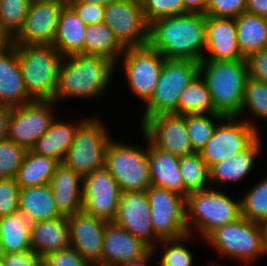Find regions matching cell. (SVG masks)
Segmentation results:
<instances>
[{
	"label": "cell",
	"instance_id": "cell-22",
	"mask_svg": "<svg viewBox=\"0 0 267 266\" xmlns=\"http://www.w3.org/2000/svg\"><path fill=\"white\" fill-rule=\"evenodd\" d=\"M205 50L203 60L235 61L245 59L237 45L235 19L206 16Z\"/></svg>",
	"mask_w": 267,
	"mask_h": 266
},
{
	"label": "cell",
	"instance_id": "cell-15",
	"mask_svg": "<svg viewBox=\"0 0 267 266\" xmlns=\"http://www.w3.org/2000/svg\"><path fill=\"white\" fill-rule=\"evenodd\" d=\"M67 2L32 0L23 27L10 40L13 45H53L60 14Z\"/></svg>",
	"mask_w": 267,
	"mask_h": 266
},
{
	"label": "cell",
	"instance_id": "cell-39",
	"mask_svg": "<svg viewBox=\"0 0 267 266\" xmlns=\"http://www.w3.org/2000/svg\"><path fill=\"white\" fill-rule=\"evenodd\" d=\"M248 108L251 113L267 119V83L248 76L245 82L242 112Z\"/></svg>",
	"mask_w": 267,
	"mask_h": 266
},
{
	"label": "cell",
	"instance_id": "cell-38",
	"mask_svg": "<svg viewBox=\"0 0 267 266\" xmlns=\"http://www.w3.org/2000/svg\"><path fill=\"white\" fill-rule=\"evenodd\" d=\"M241 200V216L247 220L267 225V178L253 186Z\"/></svg>",
	"mask_w": 267,
	"mask_h": 266
},
{
	"label": "cell",
	"instance_id": "cell-5",
	"mask_svg": "<svg viewBox=\"0 0 267 266\" xmlns=\"http://www.w3.org/2000/svg\"><path fill=\"white\" fill-rule=\"evenodd\" d=\"M185 207L189 235L191 233L189 223L192 220L204 238L216 228L241 217V200L234 201L225 193L209 188L189 193Z\"/></svg>",
	"mask_w": 267,
	"mask_h": 266
},
{
	"label": "cell",
	"instance_id": "cell-48",
	"mask_svg": "<svg viewBox=\"0 0 267 266\" xmlns=\"http://www.w3.org/2000/svg\"><path fill=\"white\" fill-rule=\"evenodd\" d=\"M248 76L267 83V48L246 58Z\"/></svg>",
	"mask_w": 267,
	"mask_h": 266
},
{
	"label": "cell",
	"instance_id": "cell-4",
	"mask_svg": "<svg viewBox=\"0 0 267 266\" xmlns=\"http://www.w3.org/2000/svg\"><path fill=\"white\" fill-rule=\"evenodd\" d=\"M28 96L53 101L64 57L52 45H15Z\"/></svg>",
	"mask_w": 267,
	"mask_h": 266
},
{
	"label": "cell",
	"instance_id": "cell-6",
	"mask_svg": "<svg viewBox=\"0 0 267 266\" xmlns=\"http://www.w3.org/2000/svg\"><path fill=\"white\" fill-rule=\"evenodd\" d=\"M206 240L219 253L248 263L267 254L265 226L242 216L232 223L216 228Z\"/></svg>",
	"mask_w": 267,
	"mask_h": 266
},
{
	"label": "cell",
	"instance_id": "cell-2",
	"mask_svg": "<svg viewBox=\"0 0 267 266\" xmlns=\"http://www.w3.org/2000/svg\"><path fill=\"white\" fill-rule=\"evenodd\" d=\"M115 64L106 57L96 55L74 54L64 57L53 101L66 97L89 99L102 94Z\"/></svg>",
	"mask_w": 267,
	"mask_h": 266
},
{
	"label": "cell",
	"instance_id": "cell-9",
	"mask_svg": "<svg viewBox=\"0 0 267 266\" xmlns=\"http://www.w3.org/2000/svg\"><path fill=\"white\" fill-rule=\"evenodd\" d=\"M102 125L96 118L81 121L62 162L82 178L105 167V153L111 137Z\"/></svg>",
	"mask_w": 267,
	"mask_h": 266
},
{
	"label": "cell",
	"instance_id": "cell-45",
	"mask_svg": "<svg viewBox=\"0 0 267 266\" xmlns=\"http://www.w3.org/2000/svg\"><path fill=\"white\" fill-rule=\"evenodd\" d=\"M42 266H92L72 246L42 258Z\"/></svg>",
	"mask_w": 267,
	"mask_h": 266
},
{
	"label": "cell",
	"instance_id": "cell-40",
	"mask_svg": "<svg viewBox=\"0 0 267 266\" xmlns=\"http://www.w3.org/2000/svg\"><path fill=\"white\" fill-rule=\"evenodd\" d=\"M27 150L8 138L0 141V179H15Z\"/></svg>",
	"mask_w": 267,
	"mask_h": 266
},
{
	"label": "cell",
	"instance_id": "cell-33",
	"mask_svg": "<svg viewBox=\"0 0 267 266\" xmlns=\"http://www.w3.org/2000/svg\"><path fill=\"white\" fill-rule=\"evenodd\" d=\"M125 48L116 39L106 23L87 25L84 36V54L103 56L115 63Z\"/></svg>",
	"mask_w": 267,
	"mask_h": 266
},
{
	"label": "cell",
	"instance_id": "cell-20",
	"mask_svg": "<svg viewBox=\"0 0 267 266\" xmlns=\"http://www.w3.org/2000/svg\"><path fill=\"white\" fill-rule=\"evenodd\" d=\"M31 101L24 85L17 48L7 41L0 47V106L20 107Z\"/></svg>",
	"mask_w": 267,
	"mask_h": 266
},
{
	"label": "cell",
	"instance_id": "cell-55",
	"mask_svg": "<svg viewBox=\"0 0 267 266\" xmlns=\"http://www.w3.org/2000/svg\"><path fill=\"white\" fill-rule=\"evenodd\" d=\"M266 229V242H267V225L265 226Z\"/></svg>",
	"mask_w": 267,
	"mask_h": 266
},
{
	"label": "cell",
	"instance_id": "cell-46",
	"mask_svg": "<svg viewBox=\"0 0 267 266\" xmlns=\"http://www.w3.org/2000/svg\"><path fill=\"white\" fill-rule=\"evenodd\" d=\"M67 4L86 25L104 23V5L81 2H67Z\"/></svg>",
	"mask_w": 267,
	"mask_h": 266
},
{
	"label": "cell",
	"instance_id": "cell-23",
	"mask_svg": "<svg viewBox=\"0 0 267 266\" xmlns=\"http://www.w3.org/2000/svg\"><path fill=\"white\" fill-rule=\"evenodd\" d=\"M83 178L64 163H59L49 183L58 212L69 217L83 210Z\"/></svg>",
	"mask_w": 267,
	"mask_h": 266
},
{
	"label": "cell",
	"instance_id": "cell-18",
	"mask_svg": "<svg viewBox=\"0 0 267 266\" xmlns=\"http://www.w3.org/2000/svg\"><path fill=\"white\" fill-rule=\"evenodd\" d=\"M150 216L151 208L146 191L123 192L113 223L154 250L153 240L160 242V239L154 233Z\"/></svg>",
	"mask_w": 267,
	"mask_h": 266
},
{
	"label": "cell",
	"instance_id": "cell-29",
	"mask_svg": "<svg viewBox=\"0 0 267 266\" xmlns=\"http://www.w3.org/2000/svg\"><path fill=\"white\" fill-rule=\"evenodd\" d=\"M19 210L31 224L62 217L56 208L49 184L20 189Z\"/></svg>",
	"mask_w": 267,
	"mask_h": 266
},
{
	"label": "cell",
	"instance_id": "cell-49",
	"mask_svg": "<svg viewBox=\"0 0 267 266\" xmlns=\"http://www.w3.org/2000/svg\"><path fill=\"white\" fill-rule=\"evenodd\" d=\"M246 13L267 19V0H246Z\"/></svg>",
	"mask_w": 267,
	"mask_h": 266
},
{
	"label": "cell",
	"instance_id": "cell-7",
	"mask_svg": "<svg viewBox=\"0 0 267 266\" xmlns=\"http://www.w3.org/2000/svg\"><path fill=\"white\" fill-rule=\"evenodd\" d=\"M198 75L199 62L166 59L141 123L160 114L177 115L180 95Z\"/></svg>",
	"mask_w": 267,
	"mask_h": 266
},
{
	"label": "cell",
	"instance_id": "cell-37",
	"mask_svg": "<svg viewBox=\"0 0 267 266\" xmlns=\"http://www.w3.org/2000/svg\"><path fill=\"white\" fill-rule=\"evenodd\" d=\"M207 116V117H206ZM208 118L206 114H187L186 127L191 146L195 152H199L211 139L216 128L215 120L226 121V117L218 113H211Z\"/></svg>",
	"mask_w": 267,
	"mask_h": 266
},
{
	"label": "cell",
	"instance_id": "cell-34",
	"mask_svg": "<svg viewBox=\"0 0 267 266\" xmlns=\"http://www.w3.org/2000/svg\"><path fill=\"white\" fill-rule=\"evenodd\" d=\"M215 113L210 92L198 75L182 92L177 104V115Z\"/></svg>",
	"mask_w": 267,
	"mask_h": 266
},
{
	"label": "cell",
	"instance_id": "cell-26",
	"mask_svg": "<svg viewBox=\"0 0 267 266\" xmlns=\"http://www.w3.org/2000/svg\"><path fill=\"white\" fill-rule=\"evenodd\" d=\"M87 25L66 4L60 14L53 45L63 56L84 54V36Z\"/></svg>",
	"mask_w": 267,
	"mask_h": 266
},
{
	"label": "cell",
	"instance_id": "cell-44",
	"mask_svg": "<svg viewBox=\"0 0 267 266\" xmlns=\"http://www.w3.org/2000/svg\"><path fill=\"white\" fill-rule=\"evenodd\" d=\"M246 12V0H208L206 16L236 19Z\"/></svg>",
	"mask_w": 267,
	"mask_h": 266
},
{
	"label": "cell",
	"instance_id": "cell-54",
	"mask_svg": "<svg viewBox=\"0 0 267 266\" xmlns=\"http://www.w3.org/2000/svg\"><path fill=\"white\" fill-rule=\"evenodd\" d=\"M7 40L3 37V35L0 33V47L3 46Z\"/></svg>",
	"mask_w": 267,
	"mask_h": 266
},
{
	"label": "cell",
	"instance_id": "cell-21",
	"mask_svg": "<svg viewBox=\"0 0 267 266\" xmlns=\"http://www.w3.org/2000/svg\"><path fill=\"white\" fill-rule=\"evenodd\" d=\"M150 250L131 233L109 222L104 232L101 265L119 266L144 257Z\"/></svg>",
	"mask_w": 267,
	"mask_h": 266
},
{
	"label": "cell",
	"instance_id": "cell-28",
	"mask_svg": "<svg viewBox=\"0 0 267 266\" xmlns=\"http://www.w3.org/2000/svg\"><path fill=\"white\" fill-rule=\"evenodd\" d=\"M30 229L31 223L21 210L1 217L0 254L32 250Z\"/></svg>",
	"mask_w": 267,
	"mask_h": 266
},
{
	"label": "cell",
	"instance_id": "cell-8",
	"mask_svg": "<svg viewBox=\"0 0 267 266\" xmlns=\"http://www.w3.org/2000/svg\"><path fill=\"white\" fill-rule=\"evenodd\" d=\"M105 168L119 185L121 193L146 191L151 186L148 147L109 141L105 153Z\"/></svg>",
	"mask_w": 267,
	"mask_h": 266
},
{
	"label": "cell",
	"instance_id": "cell-42",
	"mask_svg": "<svg viewBox=\"0 0 267 266\" xmlns=\"http://www.w3.org/2000/svg\"><path fill=\"white\" fill-rule=\"evenodd\" d=\"M190 235L180 239L161 240L166 245L165 253L160 260L161 266H192L193 258L190 251L181 241L188 239ZM169 247H168V246Z\"/></svg>",
	"mask_w": 267,
	"mask_h": 266
},
{
	"label": "cell",
	"instance_id": "cell-35",
	"mask_svg": "<svg viewBox=\"0 0 267 266\" xmlns=\"http://www.w3.org/2000/svg\"><path fill=\"white\" fill-rule=\"evenodd\" d=\"M179 169L188 193L205 190L209 179V168L199 152L179 157Z\"/></svg>",
	"mask_w": 267,
	"mask_h": 266
},
{
	"label": "cell",
	"instance_id": "cell-24",
	"mask_svg": "<svg viewBox=\"0 0 267 266\" xmlns=\"http://www.w3.org/2000/svg\"><path fill=\"white\" fill-rule=\"evenodd\" d=\"M148 141V161L151 185L164 188L183 197L188 196L184 189L180 169L179 157L163 151Z\"/></svg>",
	"mask_w": 267,
	"mask_h": 266
},
{
	"label": "cell",
	"instance_id": "cell-27",
	"mask_svg": "<svg viewBox=\"0 0 267 266\" xmlns=\"http://www.w3.org/2000/svg\"><path fill=\"white\" fill-rule=\"evenodd\" d=\"M261 140L258 137L246 150L209 168V179L218 184L243 180L251 172L255 157L259 154Z\"/></svg>",
	"mask_w": 267,
	"mask_h": 266
},
{
	"label": "cell",
	"instance_id": "cell-32",
	"mask_svg": "<svg viewBox=\"0 0 267 266\" xmlns=\"http://www.w3.org/2000/svg\"><path fill=\"white\" fill-rule=\"evenodd\" d=\"M59 162L27 150L15 177L20 189L43 186L50 183Z\"/></svg>",
	"mask_w": 267,
	"mask_h": 266
},
{
	"label": "cell",
	"instance_id": "cell-56",
	"mask_svg": "<svg viewBox=\"0 0 267 266\" xmlns=\"http://www.w3.org/2000/svg\"><path fill=\"white\" fill-rule=\"evenodd\" d=\"M55 1H62V2H67L68 0H55Z\"/></svg>",
	"mask_w": 267,
	"mask_h": 266
},
{
	"label": "cell",
	"instance_id": "cell-52",
	"mask_svg": "<svg viewBox=\"0 0 267 266\" xmlns=\"http://www.w3.org/2000/svg\"><path fill=\"white\" fill-rule=\"evenodd\" d=\"M156 249L154 250H150L144 257L138 259V260H134V261H130L124 264H121L119 266H146L147 264V260H150L149 258H151V256H153V253L155 252Z\"/></svg>",
	"mask_w": 267,
	"mask_h": 266
},
{
	"label": "cell",
	"instance_id": "cell-10",
	"mask_svg": "<svg viewBox=\"0 0 267 266\" xmlns=\"http://www.w3.org/2000/svg\"><path fill=\"white\" fill-rule=\"evenodd\" d=\"M226 120L217 124L211 139L199 151L208 168L243 152L260 136L252 121L240 117H226Z\"/></svg>",
	"mask_w": 267,
	"mask_h": 266
},
{
	"label": "cell",
	"instance_id": "cell-25",
	"mask_svg": "<svg viewBox=\"0 0 267 266\" xmlns=\"http://www.w3.org/2000/svg\"><path fill=\"white\" fill-rule=\"evenodd\" d=\"M30 236L31 248L41 258L70 246L67 217L32 223Z\"/></svg>",
	"mask_w": 267,
	"mask_h": 266
},
{
	"label": "cell",
	"instance_id": "cell-31",
	"mask_svg": "<svg viewBox=\"0 0 267 266\" xmlns=\"http://www.w3.org/2000/svg\"><path fill=\"white\" fill-rule=\"evenodd\" d=\"M69 122L54 120L49 130L35 143L31 149L34 153L51 157L59 163L63 162L67 151L72 145L78 122L73 126Z\"/></svg>",
	"mask_w": 267,
	"mask_h": 266
},
{
	"label": "cell",
	"instance_id": "cell-12",
	"mask_svg": "<svg viewBox=\"0 0 267 266\" xmlns=\"http://www.w3.org/2000/svg\"><path fill=\"white\" fill-rule=\"evenodd\" d=\"M104 23L124 48L148 44L147 24L140 0H119L105 6Z\"/></svg>",
	"mask_w": 267,
	"mask_h": 266
},
{
	"label": "cell",
	"instance_id": "cell-14",
	"mask_svg": "<svg viewBox=\"0 0 267 266\" xmlns=\"http://www.w3.org/2000/svg\"><path fill=\"white\" fill-rule=\"evenodd\" d=\"M123 55L129 87L146 104L155 91L166 59L148 45L125 48Z\"/></svg>",
	"mask_w": 267,
	"mask_h": 266
},
{
	"label": "cell",
	"instance_id": "cell-47",
	"mask_svg": "<svg viewBox=\"0 0 267 266\" xmlns=\"http://www.w3.org/2000/svg\"><path fill=\"white\" fill-rule=\"evenodd\" d=\"M2 266H42V258L33 250L0 254Z\"/></svg>",
	"mask_w": 267,
	"mask_h": 266
},
{
	"label": "cell",
	"instance_id": "cell-53",
	"mask_svg": "<svg viewBox=\"0 0 267 266\" xmlns=\"http://www.w3.org/2000/svg\"><path fill=\"white\" fill-rule=\"evenodd\" d=\"M116 1H119V0H68L67 2L94 3V4H101V5L106 6Z\"/></svg>",
	"mask_w": 267,
	"mask_h": 266
},
{
	"label": "cell",
	"instance_id": "cell-36",
	"mask_svg": "<svg viewBox=\"0 0 267 266\" xmlns=\"http://www.w3.org/2000/svg\"><path fill=\"white\" fill-rule=\"evenodd\" d=\"M32 0H0V33L10 41L23 27Z\"/></svg>",
	"mask_w": 267,
	"mask_h": 266
},
{
	"label": "cell",
	"instance_id": "cell-13",
	"mask_svg": "<svg viewBox=\"0 0 267 266\" xmlns=\"http://www.w3.org/2000/svg\"><path fill=\"white\" fill-rule=\"evenodd\" d=\"M54 103L33 100L20 107L10 108L8 139L31 150L55 120L50 111Z\"/></svg>",
	"mask_w": 267,
	"mask_h": 266
},
{
	"label": "cell",
	"instance_id": "cell-41",
	"mask_svg": "<svg viewBox=\"0 0 267 266\" xmlns=\"http://www.w3.org/2000/svg\"><path fill=\"white\" fill-rule=\"evenodd\" d=\"M147 24L179 14H184L183 0H140Z\"/></svg>",
	"mask_w": 267,
	"mask_h": 266
},
{
	"label": "cell",
	"instance_id": "cell-50",
	"mask_svg": "<svg viewBox=\"0 0 267 266\" xmlns=\"http://www.w3.org/2000/svg\"><path fill=\"white\" fill-rule=\"evenodd\" d=\"M184 13L204 14L208 5V0H183Z\"/></svg>",
	"mask_w": 267,
	"mask_h": 266
},
{
	"label": "cell",
	"instance_id": "cell-16",
	"mask_svg": "<svg viewBox=\"0 0 267 266\" xmlns=\"http://www.w3.org/2000/svg\"><path fill=\"white\" fill-rule=\"evenodd\" d=\"M83 211L95 218L113 222L117 215L121 191L105 168L83 177Z\"/></svg>",
	"mask_w": 267,
	"mask_h": 266
},
{
	"label": "cell",
	"instance_id": "cell-3",
	"mask_svg": "<svg viewBox=\"0 0 267 266\" xmlns=\"http://www.w3.org/2000/svg\"><path fill=\"white\" fill-rule=\"evenodd\" d=\"M199 75L210 92L215 113L224 117H240L245 82L248 78L246 59L202 60L199 63Z\"/></svg>",
	"mask_w": 267,
	"mask_h": 266
},
{
	"label": "cell",
	"instance_id": "cell-1",
	"mask_svg": "<svg viewBox=\"0 0 267 266\" xmlns=\"http://www.w3.org/2000/svg\"><path fill=\"white\" fill-rule=\"evenodd\" d=\"M206 43V15L184 13L149 24L148 46L168 60L201 62Z\"/></svg>",
	"mask_w": 267,
	"mask_h": 266
},
{
	"label": "cell",
	"instance_id": "cell-17",
	"mask_svg": "<svg viewBox=\"0 0 267 266\" xmlns=\"http://www.w3.org/2000/svg\"><path fill=\"white\" fill-rule=\"evenodd\" d=\"M141 127L143 135L163 151L178 157L195 152L186 127V115H156L146 119Z\"/></svg>",
	"mask_w": 267,
	"mask_h": 266
},
{
	"label": "cell",
	"instance_id": "cell-43",
	"mask_svg": "<svg viewBox=\"0 0 267 266\" xmlns=\"http://www.w3.org/2000/svg\"><path fill=\"white\" fill-rule=\"evenodd\" d=\"M19 192L15 179H0V218L19 210Z\"/></svg>",
	"mask_w": 267,
	"mask_h": 266
},
{
	"label": "cell",
	"instance_id": "cell-30",
	"mask_svg": "<svg viewBox=\"0 0 267 266\" xmlns=\"http://www.w3.org/2000/svg\"><path fill=\"white\" fill-rule=\"evenodd\" d=\"M235 24L237 45L245 59L267 48V19L245 12L235 19Z\"/></svg>",
	"mask_w": 267,
	"mask_h": 266
},
{
	"label": "cell",
	"instance_id": "cell-51",
	"mask_svg": "<svg viewBox=\"0 0 267 266\" xmlns=\"http://www.w3.org/2000/svg\"><path fill=\"white\" fill-rule=\"evenodd\" d=\"M10 108L0 106V141L8 138Z\"/></svg>",
	"mask_w": 267,
	"mask_h": 266
},
{
	"label": "cell",
	"instance_id": "cell-19",
	"mask_svg": "<svg viewBox=\"0 0 267 266\" xmlns=\"http://www.w3.org/2000/svg\"><path fill=\"white\" fill-rule=\"evenodd\" d=\"M70 246L91 265H101L106 222L86 214L83 210L67 217Z\"/></svg>",
	"mask_w": 267,
	"mask_h": 266
},
{
	"label": "cell",
	"instance_id": "cell-11",
	"mask_svg": "<svg viewBox=\"0 0 267 266\" xmlns=\"http://www.w3.org/2000/svg\"><path fill=\"white\" fill-rule=\"evenodd\" d=\"M146 192L151 208L152 226L160 241L185 238L189 235L186 224V198L152 185Z\"/></svg>",
	"mask_w": 267,
	"mask_h": 266
}]
</instances>
